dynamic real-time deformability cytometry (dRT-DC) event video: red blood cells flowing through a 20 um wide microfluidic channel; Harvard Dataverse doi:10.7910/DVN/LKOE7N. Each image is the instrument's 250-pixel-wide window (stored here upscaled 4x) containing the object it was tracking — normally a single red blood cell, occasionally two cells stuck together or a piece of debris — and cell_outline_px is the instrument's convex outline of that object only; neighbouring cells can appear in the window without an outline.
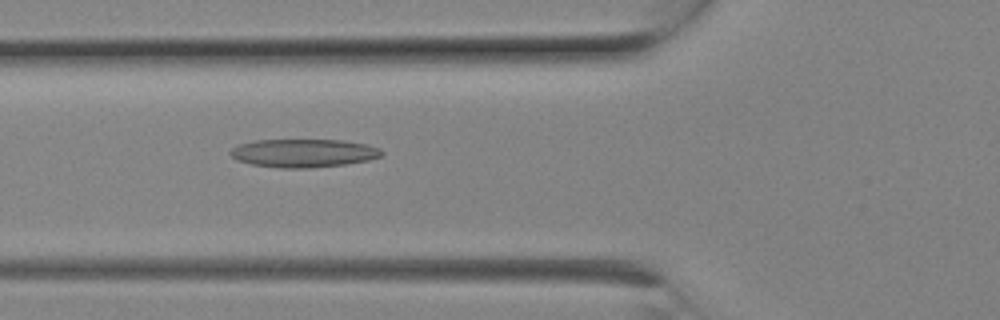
{"species": "Egyptian fruit bat (a non-hibernating species)", "species_latin": "Rousettus aegyptiacus", "temperature_condition": "room temperature", "stored_images_in_passage": 8, "camera_frame_rate_fps": 3000, "um_per_image_px": 0.085, "animal": {"sex": "female"}, "frame": {"image": 1, "passage_image": 8, "time_ms": 2.333, "image_size_px": [1000, 320], "cell_outline_px": [[384, 152], [380, 156], [368, 160], [344, 164], [308, 168], [280, 168], [252, 164], [236, 160], [228, 152], [232, 148], [240, 144], [256, 140], [340, 140], [364, 144], [380, 148]], "centroid_in_image_um": [25.77, 13.01], "position_along_channel_um": 100.0, "area_um2": 24.74}}